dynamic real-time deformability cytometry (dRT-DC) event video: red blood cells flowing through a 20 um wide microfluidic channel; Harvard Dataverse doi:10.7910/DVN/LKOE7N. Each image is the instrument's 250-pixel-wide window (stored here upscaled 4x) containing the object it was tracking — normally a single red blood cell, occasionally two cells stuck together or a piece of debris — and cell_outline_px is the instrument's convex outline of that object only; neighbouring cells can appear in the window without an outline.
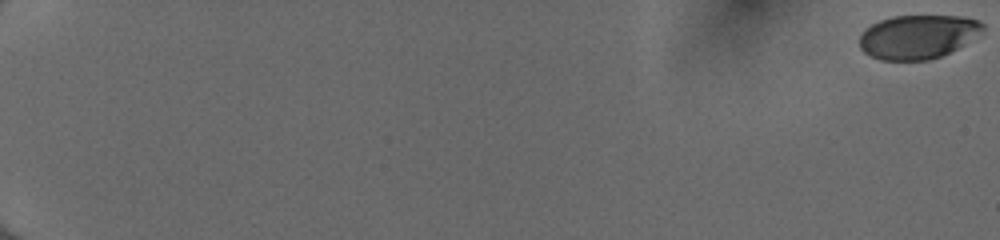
{"species": "human", "species_latin": "Homo sapiens", "temperature_condition": "cold", "stored_images_in_passage": 55, "camera_frame_rate_fps": 3000, "um_per_image_px": 0.085, "donor": {"sex": "female"}, "frame": {"image": 1, "passage_image": 1, "time_ms": 0.0, "image_size_px": [1000, 240], "cell_outline_px": [[984, 28], [964, 44], [940, 56], [928, 60], [880, 60], [864, 52], [860, 48], [860, 36], [864, 28], [880, 20], [892, 16], [964, 16], [976, 20], [984, 24]], "centroid_in_image_um": [77.97, 3.11], "position_along_channel_um": 7.0, "area_um2": 31.21}}
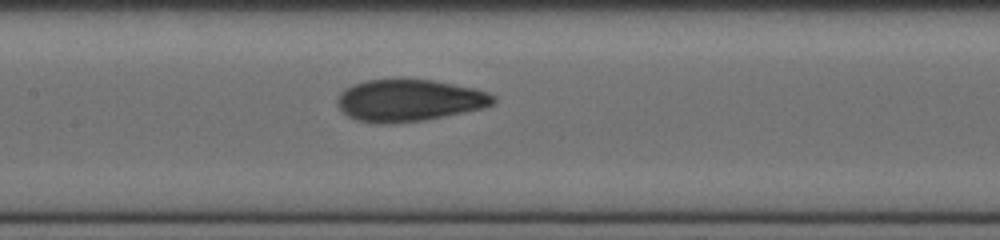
{"frame": {"image": 2, "passage_image": 31, "time_ms": 10.0, "image_size_px": [1000, 240], "cell_outline_px": [[496, 100], [492, 104], [484, 108], [424, 120], [388, 124], [380, 124], [356, 120], [348, 116], [340, 108], [336, 100], [340, 92], [344, 88], [352, 84], [368, 80], [392, 76], [432, 80], [472, 88], [488, 92], [496, 96]], "centroid_in_image_um": [34.74, 8.5], "position_along_channel_um": 172.7, "area_um2": 38.84}}
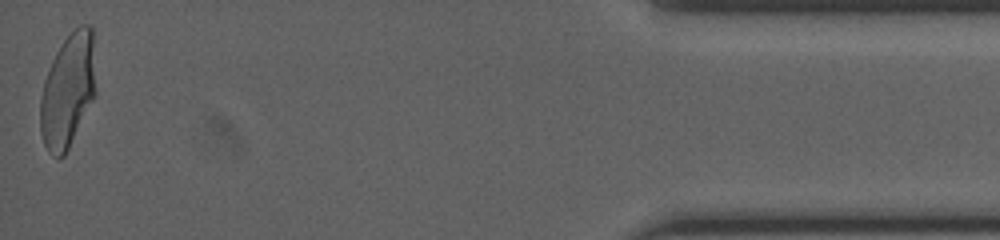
{"frame": {"image": 3, "passage_image": 55, "time_ms": 18.0, "image_size_px": [1000, 240], "cell_outline_px": [[96, 92], [64, 156], [52, 156], [48, 152], [44, 144], [40, 132], [40, 96], [44, 80], [52, 60], [56, 52], [64, 40], [80, 24], [88, 24], [92, 28]], "centroid_in_image_um": [5.75, 7.69], "position_along_channel_um": 429.4, "area_um2": 36.47}, "authors_computed_cell_mechanics": {"area_um2": 36.414, "velocity_mm_per_s": 4.0542, "shape_relaxation_time_tau1_ms": 5.601, "shape_relaxation_time_tau2_ms": 0.781, "deformation_change_tau1": 0.1933, "deformation_change_tau2": 0.0642}}